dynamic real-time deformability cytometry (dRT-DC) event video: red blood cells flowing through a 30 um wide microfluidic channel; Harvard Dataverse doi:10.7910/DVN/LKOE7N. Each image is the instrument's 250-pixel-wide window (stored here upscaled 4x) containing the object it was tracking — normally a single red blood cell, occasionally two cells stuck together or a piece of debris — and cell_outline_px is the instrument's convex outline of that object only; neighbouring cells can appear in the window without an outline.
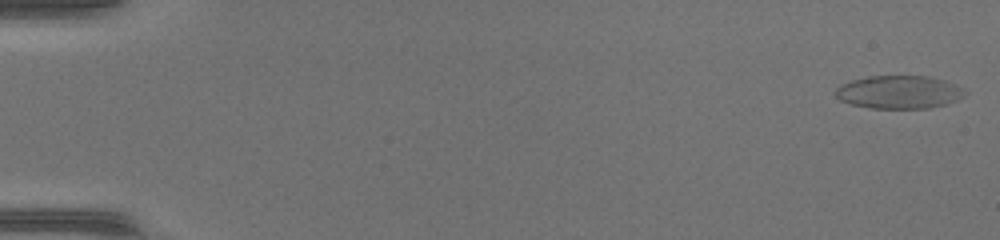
{"species": "common noctule bat (a hibernating species)", "species_latin": "Nyctalus noctula", "temperature_condition": "warm", "stored_images_in_passage": 46, "camera_frame_rate_fps": 3000, "um_per_image_px": 0.085, "animal": {"sex": "female", "body_mass_g": 17.0, "forearm_length_mm": 48.0}, "frame": {"image": 1, "passage_image": 1, "time_ms": 0.0, "image_size_px": [1000, 240], "cell_outline_px": [[968, 92], [964, 96], [948, 104], [928, 108], [872, 108], [852, 104], [840, 100], [836, 96], [836, 88], [840, 84], [852, 80], [868, 76], [928, 76], [944, 80], [956, 84], [964, 88]], "centroid_in_image_um": [76.46, 7.82], "position_along_channel_um": 8.5, "area_um2": 25.03}}
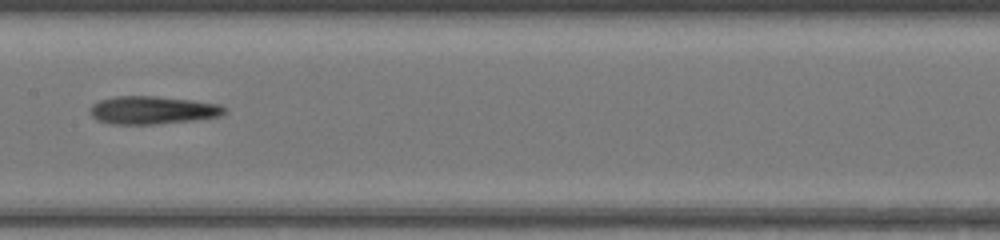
{"frame": {"image": 2, "passage_image": 27, "time_ms": 8.667, "image_size_px": [1000, 240], "cell_outline_px": [[228, 112], [220, 116], [196, 120], [156, 124], [112, 124], [96, 120], [92, 116], [92, 104], [100, 100], [116, 96], [156, 96], [220, 104], [228, 108]], "centroid_in_image_um": [13.02, 9.37], "position_along_channel_um": 194.4, "area_um2": 21.91}}
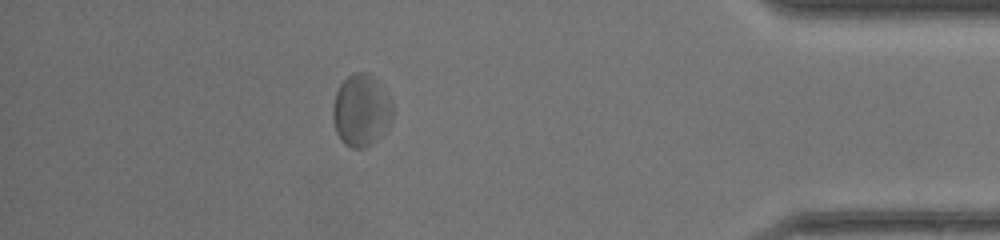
{"frame": {"image": 3, "passage_image": 45, "time_ms": 14.667, "image_size_px": [1000, 240], "cell_outline_px": [[392, 116], [384, 132], [376, 140], [364, 148], [352, 148], [344, 144], [340, 140], [336, 132], [332, 116], [332, 104], [336, 92], [340, 84], [348, 76], [356, 72], [368, 72], [376, 80], [388, 96], [392, 104]], "centroid_in_image_um": [30.66, 9.39], "position_along_channel_um": 404.5, "area_um2": 24.97}}